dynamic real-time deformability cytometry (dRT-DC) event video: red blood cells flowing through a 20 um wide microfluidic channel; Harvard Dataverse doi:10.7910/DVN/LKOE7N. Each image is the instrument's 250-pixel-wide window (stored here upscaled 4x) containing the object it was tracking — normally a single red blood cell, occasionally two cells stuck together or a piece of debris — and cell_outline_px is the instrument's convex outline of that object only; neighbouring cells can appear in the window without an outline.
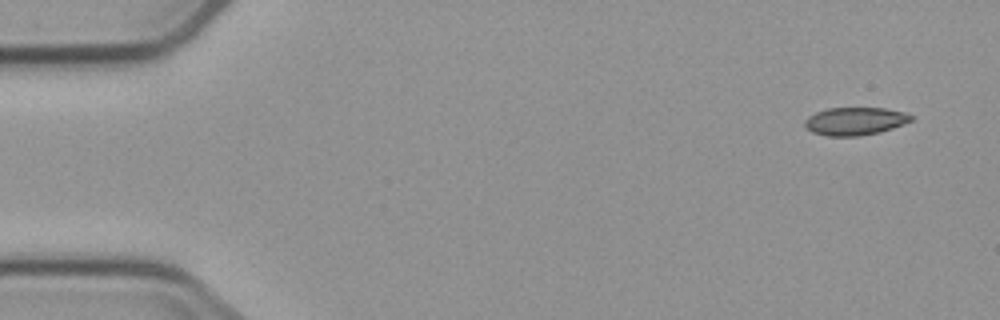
{"species": "common noctule bat (a hibernating species)", "species_latin": "Nyctalus noctula", "temperature_condition": "cold", "stored_images_in_passage": 4, "camera_frame_rate_fps": 3000, "um_per_image_px": 0.085, "animal": {"sex": "male", "body_mass_g": 23.1, "forearm_length_mm": 52.7}, "frame": {"image": 1, "passage_image": 1, "time_ms": 0.0, "image_size_px": [1000, 320], "cell_outline_px": [[912, 120], [904, 124], [880, 132], [856, 136], [828, 136], [812, 132], [804, 124], [804, 120], [808, 116], [816, 112], [828, 108], [884, 108], [904, 112], [912, 116]], "centroid_in_image_um": [72.66, 10.3], "position_along_channel_um": 12.3, "area_um2": 17.17}}
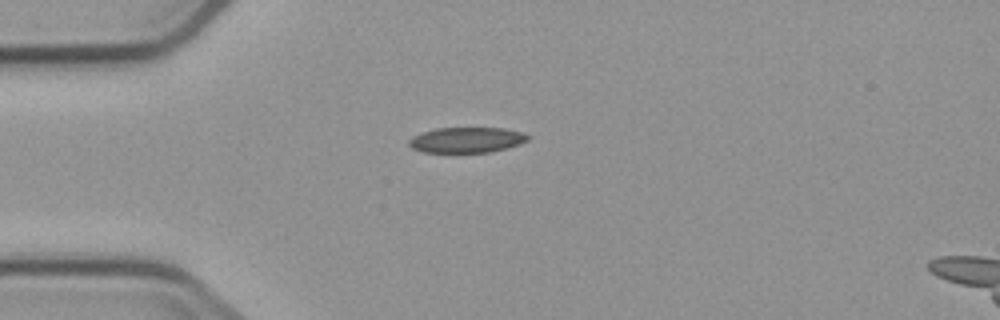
{"frame": {"image": 2, "passage_image": 3, "time_ms": 3.667, "image_size_px": [1000, 320], "cell_outline_px": [[532, 136], [528, 140], [520, 144], [488, 152], [424, 152], [412, 148], [408, 144], [408, 140], [412, 136], [436, 128], [504, 128], [524, 132]], "centroid_in_image_um": [39.69, 11.88], "position_along_channel_um": 45.3, "area_um2": 17.63}}